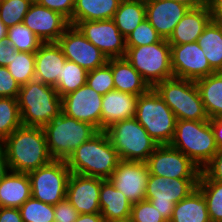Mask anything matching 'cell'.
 I'll use <instances>...</instances> for the list:
<instances>
[{
	"label": "cell",
	"instance_id": "52a82bcc",
	"mask_svg": "<svg viewBox=\"0 0 222 222\" xmlns=\"http://www.w3.org/2000/svg\"><path fill=\"white\" fill-rule=\"evenodd\" d=\"M134 118L158 145L172 141L177 118L154 88L138 96Z\"/></svg>",
	"mask_w": 222,
	"mask_h": 222
},
{
	"label": "cell",
	"instance_id": "681fc988",
	"mask_svg": "<svg viewBox=\"0 0 222 222\" xmlns=\"http://www.w3.org/2000/svg\"><path fill=\"white\" fill-rule=\"evenodd\" d=\"M210 126L212 128L216 145L219 149H222V117H216L209 119Z\"/></svg>",
	"mask_w": 222,
	"mask_h": 222
},
{
	"label": "cell",
	"instance_id": "d6986e66",
	"mask_svg": "<svg viewBox=\"0 0 222 222\" xmlns=\"http://www.w3.org/2000/svg\"><path fill=\"white\" fill-rule=\"evenodd\" d=\"M23 24L43 42H57L66 28L69 21L60 13L37 4H31L26 13Z\"/></svg>",
	"mask_w": 222,
	"mask_h": 222
},
{
	"label": "cell",
	"instance_id": "ee69618b",
	"mask_svg": "<svg viewBox=\"0 0 222 222\" xmlns=\"http://www.w3.org/2000/svg\"><path fill=\"white\" fill-rule=\"evenodd\" d=\"M78 215L76 208L66 198L54 205V222H74Z\"/></svg>",
	"mask_w": 222,
	"mask_h": 222
},
{
	"label": "cell",
	"instance_id": "5b68a950",
	"mask_svg": "<svg viewBox=\"0 0 222 222\" xmlns=\"http://www.w3.org/2000/svg\"><path fill=\"white\" fill-rule=\"evenodd\" d=\"M47 148L53 160L66 161L82 143L99 130L86 122L78 121L63 112L43 127Z\"/></svg>",
	"mask_w": 222,
	"mask_h": 222
},
{
	"label": "cell",
	"instance_id": "e575fe53",
	"mask_svg": "<svg viewBox=\"0 0 222 222\" xmlns=\"http://www.w3.org/2000/svg\"><path fill=\"white\" fill-rule=\"evenodd\" d=\"M6 67L20 86L25 85L35 79V53L16 51Z\"/></svg>",
	"mask_w": 222,
	"mask_h": 222
},
{
	"label": "cell",
	"instance_id": "d4e9b609",
	"mask_svg": "<svg viewBox=\"0 0 222 222\" xmlns=\"http://www.w3.org/2000/svg\"><path fill=\"white\" fill-rule=\"evenodd\" d=\"M107 63L112 68L116 91L139 96L151 88L125 57L110 58Z\"/></svg>",
	"mask_w": 222,
	"mask_h": 222
},
{
	"label": "cell",
	"instance_id": "b9f144b4",
	"mask_svg": "<svg viewBox=\"0 0 222 222\" xmlns=\"http://www.w3.org/2000/svg\"><path fill=\"white\" fill-rule=\"evenodd\" d=\"M20 85L12 77L7 67L0 66V97L17 98Z\"/></svg>",
	"mask_w": 222,
	"mask_h": 222
},
{
	"label": "cell",
	"instance_id": "816d5d0a",
	"mask_svg": "<svg viewBox=\"0 0 222 222\" xmlns=\"http://www.w3.org/2000/svg\"><path fill=\"white\" fill-rule=\"evenodd\" d=\"M74 222H104L100 212L93 214H79Z\"/></svg>",
	"mask_w": 222,
	"mask_h": 222
},
{
	"label": "cell",
	"instance_id": "603a6c76",
	"mask_svg": "<svg viewBox=\"0 0 222 222\" xmlns=\"http://www.w3.org/2000/svg\"><path fill=\"white\" fill-rule=\"evenodd\" d=\"M210 21L211 15L207 4L199 8L189 9L178 22L167 41L170 45L196 42Z\"/></svg>",
	"mask_w": 222,
	"mask_h": 222
},
{
	"label": "cell",
	"instance_id": "3957f363",
	"mask_svg": "<svg viewBox=\"0 0 222 222\" xmlns=\"http://www.w3.org/2000/svg\"><path fill=\"white\" fill-rule=\"evenodd\" d=\"M17 103L24 126L43 128L62 112V98L55 87L36 79L20 86Z\"/></svg>",
	"mask_w": 222,
	"mask_h": 222
},
{
	"label": "cell",
	"instance_id": "8992f818",
	"mask_svg": "<svg viewBox=\"0 0 222 222\" xmlns=\"http://www.w3.org/2000/svg\"><path fill=\"white\" fill-rule=\"evenodd\" d=\"M153 88L177 120H209L195 81L172 77L157 83Z\"/></svg>",
	"mask_w": 222,
	"mask_h": 222
},
{
	"label": "cell",
	"instance_id": "c3c4849f",
	"mask_svg": "<svg viewBox=\"0 0 222 222\" xmlns=\"http://www.w3.org/2000/svg\"><path fill=\"white\" fill-rule=\"evenodd\" d=\"M209 7L211 21L222 24V0H206Z\"/></svg>",
	"mask_w": 222,
	"mask_h": 222
},
{
	"label": "cell",
	"instance_id": "7bdbcfd3",
	"mask_svg": "<svg viewBox=\"0 0 222 222\" xmlns=\"http://www.w3.org/2000/svg\"><path fill=\"white\" fill-rule=\"evenodd\" d=\"M37 4L60 13L68 21L71 20L75 0H34Z\"/></svg>",
	"mask_w": 222,
	"mask_h": 222
},
{
	"label": "cell",
	"instance_id": "4dcf8cb0",
	"mask_svg": "<svg viewBox=\"0 0 222 222\" xmlns=\"http://www.w3.org/2000/svg\"><path fill=\"white\" fill-rule=\"evenodd\" d=\"M146 19L145 0H122L112 20L126 38Z\"/></svg>",
	"mask_w": 222,
	"mask_h": 222
},
{
	"label": "cell",
	"instance_id": "d590c367",
	"mask_svg": "<svg viewBox=\"0 0 222 222\" xmlns=\"http://www.w3.org/2000/svg\"><path fill=\"white\" fill-rule=\"evenodd\" d=\"M7 41L12 44L18 52L35 53L43 43L23 23L8 27Z\"/></svg>",
	"mask_w": 222,
	"mask_h": 222
},
{
	"label": "cell",
	"instance_id": "44dd1931",
	"mask_svg": "<svg viewBox=\"0 0 222 222\" xmlns=\"http://www.w3.org/2000/svg\"><path fill=\"white\" fill-rule=\"evenodd\" d=\"M138 96L121 91H110L102 97L101 131L113 124L135 116Z\"/></svg>",
	"mask_w": 222,
	"mask_h": 222
},
{
	"label": "cell",
	"instance_id": "2e32d148",
	"mask_svg": "<svg viewBox=\"0 0 222 222\" xmlns=\"http://www.w3.org/2000/svg\"><path fill=\"white\" fill-rule=\"evenodd\" d=\"M102 97L86 83L62 97V112L101 131Z\"/></svg>",
	"mask_w": 222,
	"mask_h": 222
},
{
	"label": "cell",
	"instance_id": "7dc6e473",
	"mask_svg": "<svg viewBox=\"0 0 222 222\" xmlns=\"http://www.w3.org/2000/svg\"><path fill=\"white\" fill-rule=\"evenodd\" d=\"M0 222H23L19 208L0 207Z\"/></svg>",
	"mask_w": 222,
	"mask_h": 222
},
{
	"label": "cell",
	"instance_id": "ffe728a7",
	"mask_svg": "<svg viewBox=\"0 0 222 222\" xmlns=\"http://www.w3.org/2000/svg\"><path fill=\"white\" fill-rule=\"evenodd\" d=\"M146 19L158 35L168 40L174 28L190 8L172 0H145Z\"/></svg>",
	"mask_w": 222,
	"mask_h": 222
},
{
	"label": "cell",
	"instance_id": "7c38bea8",
	"mask_svg": "<svg viewBox=\"0 0 222 222\" xmlns=\"http://www.w3.org/2000/svg\"><path fill=\"white\" fill-rule=\"evenodd\" d=\"M149 174L171 179H199L201 169L170 145H159L147 160Z\"/></svg>",
	"mask_w": 222,
	"mask_h": 222
},
{
	"label": "cell",
	"instance_id": "f5cc1de1",
	"mask_svg": "<svg viewBox=\"0 0 222 222\" xmlns=\"http://www.w3.org/2000/svg\"><path fill=\"white\" fill-rule=\"evenodd\" d=\"M187 6L190 9L199 8L206 5V0H172Z\"/></svg>",
	"mask_w": 222,
	"mask_h": 222
},
{
	"label": "cell",
	"instance_id": "484cf974",
	"mask_svg": "<svg viewBox=\"0 0 222 222\" xmlns=\"http://www.w3.org/2000/svg\"><path fill=\"white\" fill-rule=\"evenodd\" d=\"M31 196L28 173L9 171L0 182V207L20 208Z\"/></svg>",
	"mask_w": 222,
	"mask_h": 222
},
{
	"label": "cell",
	"instance_id": "f6af8a7d",
	"mask_svg": "<svg viewBox=\"0 0 222 222\" xmlns=\"http://www.w3.org/2000/svg\"><path fill=\"white\" fill-rule=\"evenodd\" d=\"M212 181L222 183V149L201 169Z\"/></svg>",
	"mask_w": 222,
	"mask_h": 222
},
{
	"label": "cell",
	"instance_id": "1f68e13d",
	"mask_svg": "<svg viewBox=\"0 0 222 222\" xmlns=\"http://www.w3.org/2000/svg\"><path fill=\"white\" fill-rule=\"evenodd\" d=\"M197 189L206 200L211 222H222V183L210 180L200 172Z\"/></svg>",
	"mask_w": 222,
	"mask_h": 222
},
{
	"label": "cell",
	"instance_id": "d6a6232c",
	"mask_svg": "<svg viewBox=\"0 0 222 222\" xmlns=\"http://www.w3.org/2000/svg\"><path fill=\"white\" fill-rule=\"evenodd\" d=\"M87 73L85 69L75 62L66 60L65 64L62 66L61 76H58V82L55 87L59 96L62 98L85 85Z\"/></svg>",
	"mask_w": 222,
	"mask_h": 222
},
{
	"label": "cell",
	"instance_id": "83f0119b",
	"mask_svg": "<svg viewBox=\"0 0 222 222\" xmlns=\"http://www.w3.org/2000/svg\"><path fill=\"white\" fill-rule=\"evenodd\" d=\"M169 222H211L203 194L195 189L176 203Z\"/></svg>",
	"mask_w": 222,
	"mask_h": 222
},
{
	"label": "cell",
	"instance_id": "9c48e42d",
	"mask_svg": "<svg viewBox=\"0 0 222 222\" xmlns=\"http://www.w3.org/2000/svg\"><path fill=\"white\" fill-rule=\"evenodd\" d=\"M125 58L138 71L150 87L174 77L171 67V48L167 40L126 47Z\"/></svg>",
	"mask_w": 222,
	"mask_h": 222
},
{
	"label": "cell",
	"instance_id": "f35d334b",
	"mask_svg": "<svg viewBox=\"0 0 222 222\" xmlns=\"http://www.w3.org/2000/svg\"><path fill=\"white\" fill-rule=\"evenodd\" d=\"M86 83L101 95L115 90L112 68L106 63L101 67L89 71Z\"/></svg>",
	"mask_w": 222,
	"mask_h": 222
},
{
	"label": "cell",
	"instance_id": "e0dca14e",
	"mask_svg": "<svg viewBox=\"0 0 222 222\" xmlns=\"http://www.w3.org/2000/svg\"><path fill=\"white\" fill-rule=\"evenodd\" d=\"M149 169L146 162L120 160L108 180L132 203L145 200Z\"/></svg>",
	"mask_w": 222,
	"mask_h": 222
},
{
	"label": "cell",
	"instance_id": "277c9868",
	"mask_svg": "<svg viewBox=\"0 0 222 222\" xmlns=\"http://www.w3.org/2000/svg\"><path fill=\"white\" fill-rule=\"evenodd\" d=\"M171 147L202 169L219 151L209 120H177Z\"/></svg>",
	"mask_w": 222,
	"mask_h": 222
},
{
	"label": "cell",
	"instance_id": "30bf717a",
	"mask_svg": "<svg viewBox=\"0 0 222 222\" xmlns=\"http://www.w3.org/2000/svg\"><path fill=\"white\" fill-rule=\"evenodd\" d=\"M198 179H178L149 174L145 200L158 209L167 222L170 221L175 204L197 189Z\"/></svg>",
	"mask_w": 222,
	"mask_h": 222
},
{
	"label": "cell",
	"instance_id": "ba28073f",
	"mask_svg": "<svg viewBox=\"0 0 222 222\" xmlns=\"http://www.w3.org/2000/svg\"><path fill=\"white\" fill-rule=\"evenodd\" d=\"M105 132L120 160L147 162L159 146L134 117L113 124Z\"/></svg>",
	"mask_w": 222,
	"mask_h": 222
},
{
	"label": "cell",
	"instance_id": "74e56055",
	"mask_svg": "<svg viewBox=\"0 0 222 222\" xmlns=\"http://www.w3.org/2000/svg\"><path fill=\"white\" fill-rule=\"evenodd\" d=\"M33 2L34 0H4L0 4V20L7 28L23 23Z\"/></svg>",
	"mask_w": 222,
	"mask_h": 222
},
{
	"label": "cell",
	"instance_id": "8d00e7d4",
	"mask_svg": "<svg viewBox=\"0 0 222 222\" xmlns=\"http://www.w3.org/2000/svg\"><path fill=\"white\" fill-rule=\"evenodd\" d=\"M23 222H54V206L32 196L19 208Z\"/></svg>",
	"mask_w": 222,
	"mask_h": 222
},
{
	"label": "cell",
	"instance_id": "ab89813d",
	"mask_svg": "<svg viewBox=\"0 0 222 222\" xmlns=\"http://www.w3.org/2000/svg\"><path fill=\"white\" fill-rule=\"evenodd\" d=\"M162 38L155 28L144 19L127 37L126 47H137L159 42Z\"/></svg>",
	"mask_w": 222,
	"mask_h": 222
},
{
	"label": "cell",
	"instance_id": "836d02e7",
	"mask_svg": "<svg viewBox=\"0 0 222 222\" xmlns=\"http://www.w3.org/2000/svg\"><path fill=\"white\" fill-rule=\"evenodd\" d=\"M21 125L17 98L0 97V144Z\"/></svg>",
	"mask_w": 222,
	"mask_h": 222
},
{
	"label": "cell",
	"instance_id": "f1b7e54d",
	"mask_svg": "<svg viewBox=\"0 0 222 222\" xmlns=\"http://www.w3.org/2000/svg\"><path fill=\"white\" fill-rule=\"evenodd\" d=\"M209 119L222 117V72L195 81Z\"/></svg>",
	"mask_w": 222,
	"mask_h": 222
},
{
	"label": "cell",
	"instance_id": "ac0fdd59",
	"mask_svg": "<svg viewBox=\"0 0 222 222\" xmlns=\"http://www.w3.org/2000/svg\"><path fill=\"white\" fill-rule=\"evenodd\" d=\"M104 180L99 177L71 173L67 184L66 199L79 214L101 212L99 193Z\"/></svg>",
	"mask_w": 222,
	"mask_h": 222
},
{
	"label": "cell",
	"instance_id": "f907efd6",
	"mask_svg": "<svg viewBox=\"0 0 222 222\" xmlns=\"http://www.w3.org/2000/svg\"><path fill=\"white\" fill-rule=\"evenodd\" d=\"M10 171L3 146L0 144V182Z\"/></svg>",
	"mask_w": 222,
	"mask_h": 222
},
{
	"label": "cell",
	"instance_id": "60d3db41",
	"mask_svg": "<svg viewBox=\"0 0 222 222\" xmlns=\"http://www.w3.org/2000/svg\"><path fill=\"white\" fill-rule=\"evenodd\" d=\"M130 222H167L148 200L132 204Z\"/></svg>",
	"mask_w": 222,
	"mask_h": 222
},
{
	"label": "cell",
	"instance_id": "cb8c5ba5",
	"mask_svg": "<svg viewBox=\"0 0 222 222\" xmlns=\"http://www.w3.org/2000/svg\"><path fill=\"white\" fill-rule=\"evenodd\" d=\"M99 204L104 222H128L130 220L132 203L108 179L101 183Z\"/></svg>",
	"mask_w": 222,
	"mask_h": 222
},
{
	"label": "cell",
	"instance_id": "f546056e",
	"mask_svg": "<svg viewBox=\"0 0 222 222\" xmlns=\"http://www.w3.org/2000/svg\"><path fill=\"white\" fill-rule=\"evenodd\" d=\"M215 72H222V24L210 21L197 40Z\"/></svg>",
	"mask_w": 222,
	"mask_h": 222
},
{
	"label": "cell",
	"instance_id": "db71d44e",
	"mask_svg": "<svg viewBox=\"0 0 222 222\" xmlns=\"http://www.w3.org/2000/svg\"><path fill=\"white\" fill-rule=\"evenodd\" d=\"M8 28L0 20V41L7 40Z\"/></svg>",
	"mask_w": 222,
	"mask_h": 222
},
{
	"label": "cell",
	"instance_id": "4fadbf2b",
	"mask_svg": "<svg viewBox=\"0 0 222 222\" xmlns=\"http://www.w3.org/2000/svg\"><path fill=\"white\" fill-rule=\"evenodd\" d=\"M57 44L68 61L75 62L87 72L108 62L106 55L87 40L74 25L66 28L57 40Z\"/></svg>",
	"mask_w": 222,
	"mask_h": 222
},
{
	"label": "cell",
	"instance_id": "4316f807",
	"mask_svg": "<svg viewBox=\"0 0 222 222\" xmlns=\"http://www.w3.org/2000/svg\"><path fill=\"white\" fill-rule=\"evenodd\" d=\"M122 0H75L70 25L112 19Z\"/></svg>",
	"mask_w": 222,
	"mask_h": 222
},
{
	"label": "cell",
	"instance_id": "bcb514c9",
	"mask_svg": "<svg viewBox=\"0 0 222 222\" xmlns=\"http://www.w3.org/2000/svg\"><path fill=\"white\" fill-rule=\"evenodd\" d=\"M16 51V48L7 40L0 41V66H8Z\"/></svg>",
	"mask_w": 222,
	"mask_h": 222
},
{
	"label": "cell",
	"instance_id": "8fae6325",
	"mask_svg": "<svg viewBox=\"0 0 222 222\" xmlns=\"http://www.w3.org/2000/svg\"><path fill=\"white\" fill-rule=\"evenodd\" d=\"M31 195L49 205L66 198L67 184L71 175L64 160H52L49 164L28 173Z\"/></svg>",
	"mask_w": 222,
	"mask_h": 222
},
{
	"label": "cell",
	"instance_id": "6da1fadb",
	"mask_svg": "<svg viewBox=\"0 0 222 222\" xmlns=\"http://www.w3.org/2000/svg\"><path fill=\"white\" fill-rule=\"evenodd\" d=\"M1 145L12 172L29 173L53 160L41 127L21 125Z\"/></svg>",
	"mask_w": 222,
	"mask_h": 222
},
{
	"label": "cell",
	"instance_id": "9a60e30c",
	"mask_svg": "<svg viewBox=\"0 0 222 222\" xmlns=\"http://www.w3.org/2000/svg\"><path fill=\"white\" fill-rule=\"evenodd\" d=\"M170 48L174 77L196 81L215 73L197 41Z\"/></svg>",
	"mask_w": 222,
	"mask_h": 222
},
{
	"label": "cell",
	"instance_id": "7a4b0ae2",
	"mask_svg": "<svg viewBox=\"0 0 222 222\" xmlns=\"http://www.w3.org/2000/svg\"><path fill=\"white\" fill-rule=\"evenodd\" d=\"M120 161L105 131L76 148L66 160L71 173L108 179Z\"/></svg>",
	"mask_w": 222,
	"mask_h": 222
},
{
	"label": "cell",
	"instance_id": "5bb4252c",
	"mask_svg": "<svg viewBox=\"0 0 222 222\" xmlns=\"http://www.w3.org/2000/svg\"><path fill=\"white\" fill-rule=\"evenodd\" d=\"M75 26L108 59L125 57L126 38L120 33L112 19L80 21Z\"/></svg>",
	"mask_w": 222,
	"mask_h": 222
},
{
	"label": "cell",
	"instance_id": "7402d4cb",
	"mask_svg": "<svg viewBox=\"0 0 222 222\" xmlns=\"http://www.w3.org/2000/svg\"><path fill=\"white\" fill-rule=\"evenodd\" d=\"M66 60L57 42L42 43L35 52V79L56 87Z\"/></svg>",
	"mask_w": 222,
	"mask_h": 222
}]
</instances>
